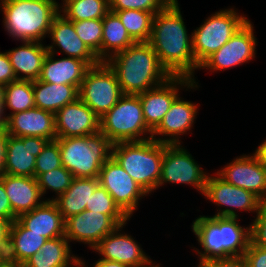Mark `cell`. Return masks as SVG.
Wrapping results in <instances>:
<instances>
[{
    "label": "cell",
    "mask_w": 266,
    "mask_h": 267,
    "mask_svg": "<svg viewBox=\"0 0 266 267\" xmlns=\"http://www.w3.org/2000/svg\"><path fill=\"white\" fill-rule=\"evenodd\" d=\"M112 12L118 15L128 34L136 43L149 41L155 13L140 10Z\"/></svg>",
    "instance_id": "836d02e7"
},
{
    "label": "cell",
    "mask_w": 266,
    "mask_h": 267,
    "mask_svg": "<svg viewBox=\"0 0 266 267\" xmlns=\"http://www.w3.org/2000/svg\"><path fill=\"white\" fill-rule=\"evenodd\" d=\"M204 198L220 206L214 216L238 218L236 209L257 213L261 200L252 192L225 182L218 175H210L205 184ZM224 206L225 209H222ZM234 209V210H233Z\"/></svg>",
    "instance_id": "7c38bea8"
},
{
    "label": "cell",
    "mask_w": 266,
    "mask_h": 267,
    "mask_svg": "<svg viewBox=\"0 0 266 267\" xmlns=\"http://www.w3.org/2000/svg\"><path fill=\"white\" fill-rule=\"evenodd\" d=\"M61 163L75 178H97L111 157L112 143L101 132L92 135L56 138Z\"/></svg>",
    "instance_id": "8992f818"
},
{
    "label": "cell",
    "mask_w": 266,
    "mask_h": 267,
    "mask_svg": "<svg viewBox=\"0 0 266 267\" xmlns=\"http://www.w3.org/2000/svg\"><path fill=\"white\" fill-rule=\"evenodd\" d=\"M63 2L61 3V5H63L65 2L67 1H71V0H62Z\"/></svg>",
    "instance_id": "6f0895ef"
},
{
    "label": "cell",
    "mask_w": 266,
    "mask_h": 267,
    "mask_svg": "<svg viewBox=\"0 0 266 267\" xmlns=\"http://www.w3.org/2000/svg\"><path fill=\"white\" fill-rule=\"evenodd\" d=\"M0 179L3 181L7 197L12 207L14 220L47 201V198L44 199L42 197L35 177L3 174Z\"/></svg>",
    "instance_id": "603a6c76"
},
{
    "label": "cell",
    "mask_w": 266,
    "mask_h": 267,
    "mask_svg": "<svg viewBox=\"0 0 266 267\" xmlns=\"http://www.w3.org/2000/svg\"><path fill=\"white\" fill-rule=\"evenodd\" d=\"M215 174L225 182L250 191L261 201H266V168L253 154L234 158Z\"/></svg>",
    "instance_id": "9a60e30c"
},
{
    "label": "cell",
    "mask_w": 266,
    "mask_h": 267,
    "mask_svg": "<svg viewBox=\"0 0 266 267\" xmlns=\"http://www.w3.org/2000/svg\"><path fill=\"white\" fill-rule=\"evenodd\" d=\"M197 110L199 108L196 103L186 101L179 95L159 126L152 132V139L166 144H181V135L188 134L194 127Z\"/></svg>",
    "instance_id": "44dd1931"
},
{
    "label": "cell",
    "mask_w": 266,
    "mask_h": 267,
    "mask_svg": "<svg viewBox=\"0 0 266 267\" xmlns=\"http://www.w3.org/2000/svg\"><path fill=\"white\" fill-rule=\"evenodd\" d=\"M197 267H209L205 262L199 261Z\"/></svg>",
    "instance_id": "11a10c76"
},
{
    "label": "cell",
    "mask_w": 266,
    "mask_h": 267,
    "mask_svg": "<svg viewBox=\"0 0 266 267\" xmlns=\"http://www.w3.org/2000/svg\"><path fill=\"white\" fill-rule=\"evenodd\" d=\"M253 155L266 168V139L256 148Z\"/></svg>",
    "instance_id": "7dc6e473"
},
{
    "label": "cell",
    "mask_w": 266,
    "mask_h": 267,
    "mask_svg": "<svg viewBox=\"0 0 266 267\" xmlns=\"http://www.w3.org/2000/svg\"><path fill=\"white\" fill-rule=\"evenodd\" d=\"M0 267H25L24 263L6 257H0Z\"/></svg>",
    "instance_id": "681fc988"
},
{
    "label": "cell",
    "mask_w": 266,
    "mask_h": 267,
    "mask_svg": "<svg viewBox=\"0 0 266 267\" xmlns=\"http://www.w3.org/2000/svg\"><path fill=\"white\" fill-rule=\"evenodd\" d=\"M117 226L109 215L85 209L65 220V237L69 242L88 244L93 249Z\"/></svg>",
    "instance_id": "e0dca14e"
},
{
    "label": "cell",
    "mask_w": 266,
    "mask_h": 267,
    "mask_svg": "<svg viewBox=\"0 0 266 267\" xmlns=\"http://www.w3.org/2000/svg\"><path fill=\"white\" fill-rule=\"evenodd\" d=\"M98 179L129 218L138 209L143 196L148 195L112 156L101 167Z\"/></svg>",
    "instance_id": "8fae6325"
},
{
    "label": "cell",
    "mask_w": 266,
    "mask_h": 267,
    "mask_svg": "<svg viewBox=\"0 0 266 267\" xmlns=\"http://www.w3.org/2000/svg\"><path fill=\"white\" fill-rule=\"evenodd\" d=\"M73 25L78 37L102 62V19L73 21Z\"/></svg>",
    "instance_id": "8d00e7d4"
},
{
    "label": "cell",
    "mask_w": 266,
    "mask_h": 267,
    "mask_svg": "<svg viewBox=\"0 0 266 267\" xmlns=\"http://www.w3.org/2000/svg\"><path fill=\"white\" fill-rule=\"evenodd\" d=\"M17 81L7 52H0V84Z\"/></svg>",
    "instance_id": "b9f144b4"
},
{
    "label": "cell",
    "mask_w": 266,
    "mask_h": 267,
    "mask_svg": "<svg viewBox=\"0 0 266 267\" xmlns=\"http://www.w3.org/2000/svg\"><path fill=\"white\" fill-rule=\"evenodd\" d=\"M55 54L48 52L39 77L40 81L51 84H68L80 89L84 76L90 66L73 57L55 58Z\"/></svg>",
    "instance_id": "cb8c5ba5"
},
{
    "label": "cell",
    "mask_w": 266,
    "mask_h": 267,
    "mask_svg": "<svg viewBox=\"0 0 266 267\" xmlns=\"http://www.w3.org/2000/svg\"><path fill=\"white\" fill-rule=\"evenodd\" d=\"M48 36L51 38V44L46 46L48 52H63L67 57L85 61L90 67L100 63L98 57L78 37L73 21L66 19L61 13L53 18Z\"/></svg>",
    "instance_id": "ffe728a7"
},
{
    "label": "cell",
    "mask_w": 266,
    "mask_h": 267,
    "mask_svg": "<svg viewBox=\"0 0 266 267\" xmlns=\"http://www.w3.org/2000/svg\"><path fill=\"white\" fill-rule=\"evenodd\" d=\"M85 262L86 261L85 260L83 261V259H81V257H78V259L71 266L72 267H88Z\"/></svg>",
    "instance_id": "816d5d0a"
},
{
    "label": "cell",
    "mask_w": 266,
    "mask_h": 267,
    "mask_svg": "<svg viewBox=\"0 0 266 267\" xmlns=\"http://www.w3.org/2000/svg\"><path fill=\"white\" fill-rule=\"evenodd\" d=\"M35 106L33 81L17 80L5 85L3 108L11 110L8 115L32 109Z\"/></svg>",
    "instance_id": "d6a6232c"
},
{
    "label": "cell",
    "mask_w": 266,
    "mask_h": 267,
    "mask_svg": "<svg viewBox=\"0 0 266 267\" xmlns=\"http://www.w3.org/2000/svg\"><path fill=\"white\" fill-rule=\"evenodd\" d=\"M122 95L116 73L107 62L90 67L79 89V98L99 118L111 110Z\"/></svg>",
    "instance_id": "9c48e42d"
},
{
    "label": "cell",
    "mask_w": 266,
    "mask_h": 267,
    "mask_svg": "<svg viewBox=\"0 0 266 267\" xmlns=\"http://www.w3.org/2000/svg\"><path fill=\"white\" fill-rule=\"evenodd\" d=\"M205 263L209 267H248L243 255L211 259L205 261Z\"/></svg>",
    "instance_id": "7bdbcfd3"
},
{
    "label": "cell",
    "mask_w": 266,
    "mask_h": 267,
    "mask_svg": "<svg viewBox=\"0 0 266 267\" xmlns=\"http://www.w3.org/2000/svg\"><path fill=\"white\" fill-rule=\"evenodd\" d=\"M5 116V129L8 135L41 137L49 141L56 139L55 114L53 112L34 107Z\"/></svg>",
    "instance_id": "7402d4cb"
},
{
    "label": "cell",
    "mask_w": 266,
    "mask_h": 267,
    "mask_svg": "<svg viewBox=\"0 0 266 267\" xmlns=\"http://www.w3.org/2000/svg\"><path fill=\"white\" fill-rule=\"evenodd\" d=\"M197 89L195 78L172 76L165 83L139 94L143 117L147 127L153 132L169 111L181 89Z\"/></svg>",
    "instance_id": "4fadbf2b"
},
{
    "label": "cell",
    "mask_w": 266,
    "mask_h": 267,
    "mask_svg": "<svg viewBox=\"0 0 266 267\" xmlns=\"http://www.w3.org/2000/svg\"><path fill=\"white\" fill-rule=\"evenodd\" d=\"M61 166V154L58 140L48 141L43 147L42 152L36 157L35 178L42 173H46Z\"/></svg>",
    "instance_id": "74e56055"
},
{
    "label": "cell",
    "mask_w": 266,
    "mask_h": 267,
    "mask_svg": "<svg viewBox=\"0 0 266 267\" xmlns=\"http://www.w3.org/2000/svg\"><path fill=\"white\" fill-rule=\"evenodd\" d=\"M143 267H161V266L160 264L157 263L156 265L153 261H151L148 265H145Z\"/></svg>",
    "instance_id": "db71d44e"
},
{
    "label": "cell",
    "mask_w": 266,
    "mask_h": 267,
    "mask_svg": "<svg viewBox=\"0 0 266 267\" xmlns=\"http://www.w3.org/2000/svg\"><path fill=\"white\" fill-rule=\"evenodd\" d=\"M4 85L0 84V106H3V99H4Z\"/></svg>",
    "instance_id": "f5cc1de1"
},
{
    "label": "cell",
    "mask_w": 266,
    "mask_h": 267,
    "mask_svg": "<svg viewBox=\"0 0 266 267\" xmlns=\"http://www.w3.org/2000/svg\"><path fill=\"white\" fill-rule=\"evenodd\" d=\"M74 178L70 171L61 166L40 174L36 179L43 197L48 190L54 192V194L56 193L55 197L47 199V201H53L71 186Z\"/></svg>",
    "instance_id": "d590c367"
},
{
    "label": "cell",
    "mask_w": 266,
    "mask_h": 267,
    "mask_svg": "<svg viewBox=\"0 0 266 267\" xmlns=\"http://www.w3.org/2000/svg\"><path fill=\"white\" fill-rule=\"evenodd\" d=\"M17 220L27 229L47 239L65 236V220L53 201H45Z\"/></svg>",
    "instance_id": "484cf974"
},
{
    "label": "cell",
    "mask_w": 266,
    "mask_h": 267,
    "mask_svg": "<svg viewBox=\"0 0 266 267\" xmlns=\"http://www.w3.org/2000/svg\"><path fill=\"white\" fill-rule=\"evenodd\" d=\"M22 45L6 51L17 80L39 79L43 61L48 53L44 42L21 41ZM45 45V46H44Z\"/></svg>",
    "instance_id": "d4e9b609"
},
{
    "label": "cell",
    "mask_w": 266,
    "mask_h": 267,
    "mask_svg": "<svg viewBox=\"0 0 266 267\" xmlns=\"http://www.w3.org/2000/svg\"><path fill=\"white\" fill-rule=\"evenodd\" d=\"M102 23V62L108 61L113 55L136 43L115 12L109 11Z\"/></svg>",
    "instance_id": "4dcf8cb0"
},
{
    "label": "cell",
    "mask_w": 266,
    "mask_h": 267,
    "mask_svg": "<svg viewBox=\"0 0 266 267\" xmlns=\"http://www.w3.org/2000/svg\"><path fill=\"white\" fill-rule=\"evenodd\" d=\"M208 176L209 173L204 172V169L182 144L164 143L158 188L165 183L185 184L191 185L203 195Z\"/></svg>",
    "instance_id": "30bf717a"
},
{
    "label": "cell",
    "mask_w": 266,
    "mask_h": 267,
    "mask_svg": "<svg viewBox=\"0 0 266 267\" xmlns=\"http://www.w3.org/2000/svg\"><path fill=\"white\" fill-rule=\"evenodd\" d=\"M100 118L80 99L55 113L56 138L92 135L100 131Z\"/></svg>",
    "instance_id": "d6986e66"
},
{
    "label": "cell",
    "mask_w": 266,
    "mask_h": 267,
    "mask_svg": "<svg viewBox=\"0 0 266 267\" xmlns=\"http://www.w3.org/2000/svg\"><path fill=\"white\" fill-rule=\"evenodd\" d=\"M254 24L248 20L230 40L218 51L210 56L199 69L223 71L248 63L256 56L257 38L255 37Z\"/></svg>",
    "instance_id": "5bb4252c"
},
{
    "label": "cell",
    "mask_w": 266,
    "mask_h": 267,
    "mask_svg": "<svg viewBox=\"0 0 266 267\" xmlns=\"http://www.w3.org/2000/svg\"><path fill=\"white\" fill-rule=\"evenodd\" d=\"M99 120L100 131L112 144L145 141L152 138V131L144 121L138 95L123 94L114 107Z\"/></svg>",
    "instance_id": "52a82bcc"
},
{
    "label": "cell",
    "mask_w": 266,
    "mask_h": 267,
    "mask_svg": "<svg viewBox=\"0 0 266 267\" xmlns=\"http://www.w3.org/2000/svg\"><path fill=\"white\" fill-rule=\"evenodd\" d=\"M0 217L7 219L10 223L14 221V213L10 205L9 199L3 181L0 179Z\"/></svg>",
    "instance_id": "ee69618b"
},
{
    "label": "cell",
    "mask_w": 266,
    "mask_h": 267,
    "mask_svg": "<svg viewBox=\"0 0 266 267\" xmlns=\"http://www.w3.org/2000/svg\"><path fill=\"white\" fill-rule=\"evenodd\" d=\"M127 223L118 225L105 236L92 250L101 255V259L120 262L130 267H143L152 260L128 233L121 232Z\"/></svg>",
    "instance_id": "2e32d148"
},
{
    "label": "cell",
    "mask_w": 266,
    "mask_h": 267,
    "mask_svg": "<svg viewBox=\"0 0 266 267\" xmlns=\"http://www.w3.org/2000/svg\"><path fill=\"white\" fill-rule=\"evenodd\" d=\"M106 62L115 71L123 94L139 95L172 77L148 42L134 43Z\"/></svg>",
    "instance_id": "7a4b0ae2"
},
{
    "label": "cell",
    "mask_w": 266,
    "mask_h": 267,
    "mask_svg": "<svg viewBox=\"0 0 266 267\" xmlns=\"http://www.w3.org/2000/svg\"><path fill=\"white\" fill-rule=\"evenodd\" d=\"M48 139L34 136H7L4 174L35 177L36 157Z\"/></svg>",
    "instance_id": "ac0fdd59"
},
{
    "label": "cell",
    "mask_w": 266,
    "mask_h": 267,
    "mask_svg": "<svg viewBox=\"0 0 266 267\" xmlns=\"http://www.w3.org/2000/svg\"><path fill=\"white\" fill-rule=\"evenodd\" d=\"M77 259L78 255L72 254L70 242L61 236L48 239L24 264L25 267H70Z\"/></svg>",
    "instance_id": "83f0119b"
},
{
    "label": "cell",
    "mask_w": 266,
    "mask_h": 267,
    "mask_svg": "<svg viewBox=\"0 0 266 267\" xmlns=\"http://www.w3.org/2000/svg\"><path fill=\"white\" fill-rule=\"evenodd\" d=\"M33 93L35 106L54 114L79 98V89L68 84H51L40 81H33Z\"/></svg>",
    "instance_id": "f1b7e54d"
},
{
    "label": "cell",
    "mask_w": 266,
    "mask_h": 267,
    "mask_svg": "<svg viewBox=\"0 0 266 267\" xmlns=\"http://www.w3.org/2000/svg\"><path fill=\"white\" fill-rule=\"evenodd\" d=\"M243 257L248 267H266V249L253 244L251 241Z\"/></svg>",
    "instance_id": "60d3db41"
},
{
    "label": "cell",
    "mask_w": 266,
    "mask_h": 267,
    "mask_svg": "<svg viewBox=\"0 0 266 267\" xmlns=\"http://www.w3.org/2000/svg\"><path fill=\"white\" fill-rule=\"evenodd\" d=\"M92 267H130V266L122 264L120 262L110 261L100 258L95 263H93Z\"/></svg>",
    "instance_id": "c3c4849f"
},
{
    "label": "cell",
    "mask_w": 266,
    "mask_h": 267,
    "mask_svg": "<svg viewBox=\"0 0 266 267\" xmlns=\"http://www.w3.org/2000/svg\"><path fill=\"white\" fill-rule=\"evenodd\" d=\"M110 11L140 10L158 13L172 0H108Z\"/></svg>",
    "instance_id": "f35d334b"
},
{
    "label": "cell",
    "mask_w": 266,
    "mask_h": 267,
    "mask_svg": "<svg viewBox=\"0 0 266 267\" xmlns=\"http://www.w3.org/2000/svg\"><path fill=\"white\" fill-rule=\"evenodd\" d=\"M248 20L233 8L220 9L207 17L204 23L190 33L197 66L200 67L226 44Z\"/></svg>",
    "instance_id": "ba28073f"
},
{
    "label": "cell",
    "mask_w": 266,
    "mask_h": 267,
    "mask_svg": "<svg viewBox=\"0 0 266 267\" xmlns=\"http://www.w3.org/2000/svg\"><path fill=\"white\" fill-rule=\"evenodd\" d=\"M3 106H0V128H5L6 126V116H5Z\"/></svg>",
    "instance_id": "f907efd6"
},
{
    "label": "cell",
    "mask_w": 266,
    "mask_h": 267,
    "mask_svg": "<svg viewBox=\"0 0 266 267\" xmlns=\"http://www.w3.org/2000/svg\"><path fill=\"white\" fill-rule=\"evenodd\" d=\"M48 239L25 228L17 219L11 223L9 230V248L7 257L25 263L40 251Z\"/></svg>",
    "instance_id": "f546056e"
},
{
    "label": "cell",
    "mask_w": 266,
    "mask_h": 267,
    "mask_svg": "<svg viewBox=\"0 0 266 267\" xmlns=\"http://www.w3.org/2000/svg\"><path fill=\"white\" fill-rule=\"evenodd\" d=\"M164 143L154 139L112 144L111 156L148 194L158 189Z\"/></svg>",
    "instance_id": "5b68a950"
},
{
    "label": "cell",
    "mask_w": 266,
    "mask_h": 267,
    "mask_svg": "<svg viewBox=\"0 0 266 267\" xmlns=\"http://www.w3.org/2000/svg\"><path fill=\"white\" fill-rule=\"evenodd\" d=\"M254 218L250 224L251 242L266 249V201H261Z\"/></svg>",
    "instance_id": "ab89813d"
},
{
    "label": "cell",
    "mask_w": 266,
    "mask_h": 267,
    "mask_svg": "<svg viewBox=\"0 0 266 267\" xmlns=\"http://www.w3.org/2000/svg\"><path fill=\"white\" fill-rule=\"evenodd\" d=\"M238 220V218L214 215H200L195 218L191 229L203 250L193 248L199 261L244 254L251 241L250 224L243 227Z\"/></svg>",
    "instance_id": "3957f363"
},
{
    "label": "cell",
    "mask_w": 266,
    "mask_h": 267,
    "mask_svg": "<svg viewBox=\"0 0 266 267\" xmlns=\"http://www.w3.org/2000/svg\"><path fill=\"white\" fill-rule=\"evenodd\" d=\"M98 185V177L73 179L71 186L53 200L64 220L85 210Z\"/></svg>",
    "instance_id": "4316f807"
},
{
    "label": "cell",
    "mask_w": 266,
    "mask_h": 267,
    "mask_svg": "<svg viewBox=\"0 0 266 267\" xmlns=\"http://www.w3.org/2000/svg\"><path fill=\"white\" fill-rule=\"evenodd\" d=\"M3 1L4 0H0V10L2 11V7H3Z\"/></svg>",
    "instance_id": "9f6ffc18"
},
{
    "label": "cell",
    "mask_w": 266,
    "mask_h": 267,
    "mask_svg": "<svg viewBox=\"0 0 266 267\" xmlns=\"http://www.w3.org/2000/svg\"><path fill=\"white\" fill-rule=\"evenodd\" d=\"M11 223L0 217V257H6L9 248V230Z\"/></svg>",
    "instance_id": "f6af8a7d"
},
{
    "label": "cell",
    "mask_w": 266,
    "mask_h": 267,
    "mask_svg": "<svg viewBox=\"0 0 266 267\" xmlns=\"http://www.w3.org/2000/svg\"><path fill=\"white\" fill-rule=\"evenodd\" d=\"M87 210L101 212L109 215L118 225L128 222L130 219L114 202L113 197L100 184L89 199V205H86Z\"/></svg>",
    "instance_id": "e575fe53"
},
{
    "label": "cell",
    "mask_w": 266,
    "mask_h": 267,
    "mask_svg": "<svg viewBox=\"0 0 266 267\" xmlns=\"http://www.w3.org/2000/svg\"><path fill=\"white\" fill-rule=\"evenodd\" d=\"M7 136L6 129L0 128V177L4 174Z\"/></svg>",
    "instance_id": "bcb514c9"
},
{
    "label": "cell",
    "mask_w": 266,
    "mask_h": 267,
    "mask_svg": "<svg viewBox=\"0 0 266 267\" xmlns=\"http://www.w3.org/2000/svg\"><path fill=\"white\" fill-rule=\"evenodd\" d=\"M148 43L171 76L194 79L199 70L194 58L192 34H188L178 0L155 14Z\"/></svg>",
    "instance_id": "6da1fadb"
},
{
    "label": "cell",
    "mask_w": 266,
    "mask_h": 267,
    "mask_svg": "<svg viewBox=\"0 0 266 267\" xmlns=\"http://www.w3.org/2000/svg\"><path fill=\"white\" fill-rule=\"evenodd\" d=\"M60 6L56 0H4V29L15 41L42 42Z\"/></svg>",
    "instance_id": "277c9868"
},
{
    "label": "cell",
    "mask_w": 266,
    "mask_h": 267,
    "mask_svg": "<svg viewBox=\"0 0 266 267\" xmlns=\"http://www.w3.org/2000/svg\"><path fill=\"white\" fill-rule=\"evenodd\" d=\"M109 11L108 0H71L59 7V13L70 21L103 19Z\"/></svg>",
    "instance_id": "1f68e13d"
}]
</instances>
